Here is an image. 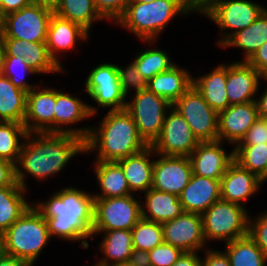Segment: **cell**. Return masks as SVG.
I'll list each match as a JSON object with an SVG mask.
<instances>
[{
  "instance_id": "obj_1",
  "label": "cell",
  "mask_w": 267,
  "mask_h": 266,
  "mask_svg": "<svg viewBox=\"0 0 267 266\" xmlns=\"http://www.w3.org/2000/svg\"><path fill=\"white\" fill-rule=\"evenodd\" d=\"M81 153H85V141L78 136L28 133L15 164L16 182L27 190V173L40 181L48 179L47 177L62 171L71 158Z\"/></svg>"
},
{
  "instance_id": "obj_2",
  "label": "cell",
  "mask_w": 267,
  "mask_h": 266,
  "mask_svg": "<svg viewBox=\"0 0 267 266\" xmlns=\"http://www.w3.org/2000/svg\"><path fill=\"white\" fill-rule=\"evenodd\" d=\"M32 205L47 221L52 237L68 241H81L88 248V238L93 237L94 196L74 187H64L55 192L48 201Z\"/></svg>"
},
{
  "instance_id": "obj_3",
  "label": "cell",
  "mask_w": 267,
  "mask_h": 266,
  "mask_svg": "<svg viewBox=\"0 0 267 266\" xmlns=\"http://www.w3.org/2000/svg\"><path fill=\"white\" fill-rule=\"evenodd\" d=\"M149 145L139 135L131 114L108 110L97 128H91L85 141V154L98 151L97 161H118L142 151Z\"/></svg>"
},
{
  "instance_id": "obj_4",
  "label": "cell",
  "mask_w": 267,
  "mask_h": 266,
  "mask_svg": "<svg viewBox=\"0 0 267 266\" xmlns=\"http://www.w3.org/2000/svg\"><path fill=\"white\" fill-rule=\"evenodd\" d=\"M191 13L189 0H155L145 3H128L124 14L115 24L126 28L144 43L157 40L169 21L175 16Z\"/></svg>"
},
{
  "instance_id": "obj_5",
  "label": "cell",
  "mask_w": 267,
  "mask_h": 266,
  "mask_svg": "<svg viewBox=\"0 0 267 266\" xmlns=\"http://www.w3.org/2000/svg\"><path fill=\"white\" fill-rule=\"evenodd\" d=\"M5 252L33 266L51 239L47 221L31 203L29 209L4 233Z\"/></svg>"
},
{
  "instance_id": "obj_6",
  "label": "cell",
  "mask_w": 267,
  "mask_h": 266,
  "mask_svg": "<svg viewBox=\"0 0 267 266\" xmlns=\"http://www.w3.org/2000/svg\"><path fill=\"white\" fill-rule=\"evenodd\" d=\"M201 217L205 241L228 243L248 235L249 215L244 206L220 199Z\"/></svg>"
},
{
  "instance_id": "obj_7",
  "label": "cell",
  "mask_w": 267,
  "mask_h": 266,
  "mask_svg": "<svg viewBox=\"0 0 267 266\" xmlns=\"http://www.w3.org/2000/svg\"><path fill=\"white\" fill-rule=\"evenodd\" d=\"M171 107L167 100L146 88L127 101L126 110L133 117L139 135L148 145H152L160 136L166 113Z\"/></svg>"
},
{
  "instance_id": "obj_8",
  "label": "cell",
  "mask_w": 267,
  "mask_h": 266,
  "mask_svg": "<svg viewBox=\"0 0 267 266\" xmlns=\"http://www.w3.org/2000/svg\"><path fill=\"white\" fill-rule=\"evenodd\" d=\"M133 195L94 198L93 231H131L142 218L140 200Z\"/></svg>"
},
{
  "instance_id": "obj_9",
  "label": "cell",
  "mask_w": 267,
  "mask_h": 266,
  "mask_svg": "<svg viewBox=\"0 0 267 266\" xmlns=\"http://www.w3.org/2000/svg\"><path fill=\"white\" fill-rule=\"evenodd\" d=\"M199 142L218 141V113L192 85L173 105Z\"/></svg>"
},
{
  "instance_id": "obj_10",
  "label": "cell",
  "mask_w": 267,
  "mask_h": 266,
  "mask_svg": "<svg viewBox=\"0 0 267 266\" xmlns=\"http://www.w3.org/2000/svg\"><path fill=\"white\" fill-rule=\"evenodd\" d=\"M265 9L249 0H220L204 16L219 27L223 38L217 44L221 47L234 33L252 24ZM229 29L233 31L223 32Z\"/></svg>"
},
{
  "instance_id": "obj_11",
  "label": "cell",
  "mask_w": 267,
  "mask_h": 266,
  "mask_svg": "<svg viewBox=\"0 0 267 266\" xmlns=\"http://www.w3.org/2000/svg\"><path fill=\"white\" fill-rule=\"evenodd\" d=\"M53 13V11L31 2L28 6L5 15L4 38L46 42L48 25Z\"/></svg>"
},
{
  "instance_id": "obj_12",
  "label": "cell",
  "mask_w": 267,
  "mask_h": 266,
  "mask_svg": "<svg viewBox=\"0 0 267 266\" xmlns=\"http://www.w3.org/2000/svg\"><path fill=\"white\" fill-rule=\"evenodd\" d=\"M167 113L161 134L151 146L157 155L189 157L200 142L174 107Z\"/></svg>"
},
{
  "instance_id": "obj_13",
  "label": "cell",
  "mask_w": 267,
  "mask_h": 266,
  "mask_svg": "<svg viewBox=\"0 0 267 266\" xmlns=\"http://www.w3.org/2000/svg\"><path fill=\"white\" fill-rule=\"evenodd\" d=\"M85 90L98 106L111 107V111L126 109L127 100L121 89L116 64L96 65L85 81Z\"/></svg>"
},
{
  "instance_id": "obj_14",
  "label": "cell",
  "mask_w": 267,
  "mask_h": 266,
  "mask_svg": "<svg viewBox=\"0 0 267 266\" xmlns=\"http://www.w3.org/2000/svg\"><path fill=\"white\" fill-rule=\"evenodd\" d=\"M97 108L86 104L80 98L74 97V95L56 90L54 133L72 134L86 141L89 137L91 127L75 129L70 126L92 117L97 113ZM66 126L69 127L67 128Z\"/></svg>"
},
{
  "instance_id": "obj_15",
  "label": "cell",
  "mask_w": 267,
  "mask_h": 266,
  "mask_svg": "<svg viewBox=\"0 0 267 266\" xmlns=\"http://www.w3.org/2000/svg\"><path fill=\"white\" fill-rule=\"evenodd\" d=\"M164 242L183 252H198L206 241L201 214L184 212L173 220L162 223Z\"/></svg>"
},
{
  "instance_id": "obj_16",
  "label": "cell",
  "mask_w": 267,
  "mask_h": 266,
  "mask_svg": "<svg viewBox=\"0 0 267 266\" xmlns=\"http://www.w3.org/2000/svg\"><path fill=\"white\" fill-rule=\"evenodd\" d=\"M159 156L154 160L151 188L179 196L193 174L190 159L188 156Z\"/></svg>"
},
{
  "instance_id": "obj_17",
  "label": "cell",
  "mask_w": 267,
  "mask_h": 266,
  "mask_svg": "<svg viewBox=\"0 0 267 266\" xmlns=\"http://www.w3.org/2000/svg\"><path fill=\"white\" fill-rule=\"evenodd\" d=\"M55 104L56 90L53 88L35 86L27 93L23 124L28 133H54Z\"/></svg>"
},
{
  "instance_id": "obj_18",
  "label": "cell",
  "mask_w": 267,
  "mask_h": 266,
  "mask_svg": "<svg viewBox=\"0 0 267 266\" xmlns=\"http://www.w3.org/2000/svg\"><path fill=\"white\" fill-rule=\"evenodd\" d=\"M264 77L248 62L226 64V93L230 105L255 101L259 90V79Z\"/></svg>"
},
{
  "instance_id": "obj_19",
  "label": "cell",
  "mask_w": 267,
  "mask_h": 266,
  "mask_svg": "<svg viewBox=\"0 0 267 266\" xmlns=\"http://www.w3.org/2000/svg\"><path fill=\"white\" fill-rule=\"evenodd\" d=\"M258 118L255 101L230 105L218 113V141L236 146Z\"/></svg>"
},
{
  "instance_id": "obj_20",
  "label": "cell",
  "mask_w": 267,
  "mask_h": 266,
  "mask_svg": "<svg viewBox=\"0 0 267 266\" xmlns=\"http://www.w3.org/2000/svg\"><path fill=\"white\" fill-rule=\"evenodd\" d=\"M222 141L200 142L189 156L192 173L214 180H221L228 166L234 161V150L226 153Z\"/></svg>"
},
{
  "instance_id": "obj_21",
  "label": "cell",
  "mask_w": 267,
  "mask_h": 266,
  "mask_svg": "<svg viewBox=\"0 0 267 266\" xmlns=\"http://www.w3.org/2000/svg\"><path fill=\"white\" fill-rule=\"evenodd\" d=\"M264 184L256 174L233 161L220 180L221 199L241 206Z\"/></svg>"
},
{
  "instance_id": "obj_22",
  "label": "cell",
  "mask_w": 267,
  "mask_h": 266,
  "mask_svg": "<svg viewBox=\"0 0 267 266\" xmlns=\"http://www.w3.org/2000/svg\"><path fill=\"white\" fill-rule=\"evenodd\" d=\"M89 32L77 23L57 16L55 13L50 18L46 46L50 57L62 68L58 55L60 52L74 49L78 40H86Z\"/></svg>"
},
{
  "instance_id": "obj_23",
  "label": "cell",
  "mask_w": 267,
  "mask_h": 266,
  "mask_svg": "<svg viewBox=\"0 0 267 266\" xmlns=\"http://www.w3.org/2000/svg\"><path fill=\"white\" fill-rule=\"evenodd\" d=\"M4 56L23 57L37 74L64 72L50 57L45 42H30L16 38H4Z\"/></svg>"
},
{
  "instance_id": "obj_24",
  "label": "cell",
  "mask_w": 267,
  "mask_h": 266,
  "mask_svg": "<svg viewBox=\"0 0 267 266\" xmlns=\"http://www.w3.org/2000/svg\"><path fill=\"white\" fill-rule=\"evenodd\" d=\"M221 199L220 180L192 174L187 186L179 195L185 212L202 214Z\"/></svg>"
},
{
  "instance_id": "obj_25",
  "label": "cell",
  "mask_w": 267,
  "mask_h": 266,
  "mask_svg": "<svg viewBox=\"0 0 267 266\" xmlns=\"http://www.w3.org/2000/svg\"><path fill=\"white\" fill-rule=\"evenodd\" d=\"M155 155L154 149L149 145L138 153L116 161L121 166L133 194L147 192L152 187L154 161L150 158Z\"/></svg>"
},
{
  "instance_id": "obj_26",
  "label": "cell",
  "mask_w": 267,
  "mask_h": 266,
  "mask_svg": "<svg viewBox=\"0 0 267 266\" xmlns=\"http://www.w3.org/2000/svg\"><path fill=\"white\" fill-rule=\"evenodd\" d=\"M193 84L190 73L174 64L147 82V88L173 105Z\"/></svg>"
},
{
  "instance_id": "obj_27",
  "label": "cell",
  "mask_w": 267,
  "mask_h": 266,
  "mask_svg": "<svg viewBox=\"0 0 267 266\" xmlns=\"http://www.w3.org/2000/svg\"><path fill=\"white\" fill-rule=\"evenodd\" d=\"M145 204H141L142 218L156 223L170 221L185 211L179 196L150 188L144 192Z\"/></svg>"
},
{
  "instance_id": "obj_28",
  "label": "cell",
  "mask_w": 267,
  "mask_h": 266,
  "mask_svg": "<svg viewBox=\"0 0 267 266\" xmlns=\"http://www.w3.org/2000/svg\"><path fill=\"white\" fill-rule=\"evenodd\" d=\"M208 105L217 113L230 106L226 93V65L220 64L213 71L198 78L192 84Z\"/></svg>"
},
{
  "instance_id": "obj_29",
  "label": "cell",
  "mask_w": 267,
  "mask_h": 266,
  "mask_svg": "<svg viewBox=\"0 0 267 266\" xmlns=\"http://www.w3.org/2000/svg\"><path fill=\"white\" fill-rule=\"evenodd\" d=\"M99 233H104L99 248L104 254V258H101L99 262L113 265L137 257L133 249V238L130 230L93 231V237Z\"/></svg>"
},
{
  "instance_id": "obj_30",
  "label": "cell",
  "mask_w": 267,
  "mask_h": 266,
  "mask_svg": "<svg viewBox=\"0 0 267 266\" xmlns=\"http://www.w3.org/2000/svg\"><path fill=\"white\" fill-rule=\"evenodd\" d=\"M95 175L100 194H93L94 198L124 197L131 195L127 179L121 166L116 161H97Z\"/></svg>"
},
{
  "instance_id": "obj_31",
  "label": "cell",
  "mask_w": 267,
  "mask_h": 266,
  "mask_svg": "<svg viewBox=\"0 0 267 266\" xmlns=\"http://www.w3.org/2000/svg\"><path fill=\"white\" fill-rule=\"evenodd\" d=\"M267 42V9L246 28L234 33L221 47H237L244 50V60L251 56Z\"/></svg>"
},
{
  "instance_id": "obj_32",
  "label": "cell",
  "mask_w": 267,
  "mask_h": 266,
  "mask_svg": "<svg viewBox=\"0 0 267 266\" xmlns=\"http://www.w3.org/2000/svg\"><path fill=\"white\" fill-rule=\"evenodd\" d=\"M27 92L0 73V121L24 122Z\"/></svg>"
},
{
  "instance_id": "obj_33",
  "label": "cell",
  "mask_w": 267,
  "mask_h": 266,
  "mask_svg": "<svg viewBox=\"0 0 267 266\" xmlns=\"http://www.w3.org/2000/svg\"><path fill=\"white\" fill-rule=\"evenodd\" d=\"M21 186L0 188V232H5L31 206ZM25 195V196H24Z\"/></svg>"
},
{
  "instance_id": "obj_34",
  "label": "cell",
  "mask_w": 267,
  "mask_h": 266,
  "mask_svg": "<svg viewBox=\"0 0 267 266\" xmlns=\"http://www.w3.org/2000/svg\"><path fill=\"white\" fill-rule=\"evenodd\" d=\"M225 244L231 266H266L267 255L248 235Z\"/></svg>"
},
{
  "instance_id": "obj_35",
  "label": "cell",
  "mask_w": 267,
  "mask_h": 266,
  "mask_svg": "<svg viewBox=\"0 0 267 266\" xmlns=\"http://www.w3.org/2000/svg\"><path fill=\"white\" fill-rule=\"evenodd\" d=\"M54 13L79 24L88 32L93 22L104 19L95 8L93 0H62Z\"/></svg>"
},
{
  "instance_id": "obj_36",
  "label": "cell",
  "mask_w": 267,
  "mask_h": 266,
  "mask_svg": "<svg viewBox=\"0 0 267 266\" xmlns=\"http://www.w3.org/2000/svg\"><path fill=\"white\" fill-rule=\"evenodd\" d=\"M131 232L135 255L140 258L164 242L161 223L141 218L131 229Z\"/></svg>"
},
{
  "instance_id": "obj_37",
  "label": "cell",
  "mask_w": 267,
  "mask_h": 266,
  "mask_svg": "<svg viewBox=\"0 0 267 266\" xmlns=\"http://www.w3.org/2000/svg\"><path fill=\"white\" fill-rule=\"evenodd\" d=\"M234 161L242 168L267 181V143L234 146Z\"/></svg>"
},
{
  "instance_id": "obj_38",
  "label": "cell",
  "mask_w": 267,
  "mask_h": 266,
  "mask_svg": "<svg viewBox=\"0 0 267 266\" xmlns=\"http://www.w3.org/2000/svg\"><path fill=\"white\" fill-rule=\"evenodd\" d=\"M27 135L24 124L0 121V158L16 164Z\"/></svg>"
},
{
  "instance_id": "obj_39",
  "label": "cell",
  "mask_w": 267,
  "mask_h": 266,
  "mask_svg": "<svg viewBox=\"0 0 267 266\" xmlns=\"http://www.w3.org/2000/svg\"><path fill=\"white\" fill-rule=\"evenodd\" d=\"M170 59L169 53L167 54L166 51L150 48L138 53L133 62L145 81L148 82L155 75L167 71L175 64Z\"/></svg>"
},
{
  "instance_id": "obj_40",
  "label": "cell",
  "mask_w": 267,
  "mask_h": 266,
  "mask_svg": "<svg viewBox=\"0 0 267 266\" xmlns=\"http://www.w3.org/2000/svg\"><path fill=\"white\" fill-rule=\"evenodd\" d=\"M0 73L7 77L17 88L26 91L27 93L37 86L35 84H29L28 82L26 83L24 79L27 74L33 75L37 73L29 67L23 57L4 56Z\"/></svg>"
},
{
  "instance_id": "obj_41",
  "label": "cell",
  "mask_w": 267,
  "mask_h": 266,
  "mask_svg": "<svg viewBox=\"0 0 267 266\" xmlns=\"http://www.w3.org/2000/svg\"><path fill=\"white\" fill-rule=\"evenodd\" d=\"M182 253L180 248L163 242L141 258L145 266H172Z\"/></svg>"
},
{
  "instance_id": "obj_42",
  "label": "cell",
  "mask_w": 267,
  "mask_h": 266,
  "mask_svg": "<svg viewBox=\"0 0 267 266\" xmlns=\"http://www.w3.org/2000/svg\"><path fill=\"white\" fill-rule=\"evenodd\" d=\"M117 69L119 73V81L121 89L126 97L130 89L135 90L136 93L143 91L147 88V82L138 71V68L134 64V62L129 63V65L126 66V68L117 66Z\"/></svg>"
},
{
  "instance_id": "obj_43",
  "label": "cell",
  "mask_w": 267,
  "mask_h": 266,
  "mask_svg": "<svg viewBox=\"0 0 267 266\" xmlns=\"http://www.w3.org/2000/svg\"><path fill=\"white\" fill-rule=\"evenodd\" d=\"M248 236L267 255V210L252 221L249 217Z\"/></svg>"
},
{
  "instance_id": "obj_44",
  "label": "cell",
  "mask_w": 267,
  "mask_h": 266,
  "mask_svg": "<svg viewBox=\"0 0 267 266\" xmlns=\"http://www.w3.org/2000/svg\"><path fill=\"white\" fill-rule=\"evenodd\" d=\"M95 8L105 19L116 21L124 14L128 0H93Z\"/></svg>"
},
{
  "instance_id": "obj_45",
  "label": "cell",
  "mask_w": 267,
  "mask_h": 266,
  "mask_svg": "<svg viewBox=\"0 0 267 266\" xmlns=\"http://www.w3.org/2000/svg\"><path fill=\"white\" fill-rule=\"evenodd\" d=\"M263 143H267V118L259 117L237 145H258Z\"/></svg>"
},
{
  "instance_id": "obj_46",
  "label": "cell",
  "mask_w": 267,
  "mask_h": 266,
  "mask_svg": "<svg viewBox=\"0 0 267 266\" xmlns=\"http://www.w3.org/2000/svg\"><path fill=\"white\" fill-rule=\"evenodd\" d=\"M7 186H20L16 182L15 164L0 158V188Z\"/></svg>"
},
{
  "instance_id": "obj_47",
  "label": "cell",
  "mask_w": 267,
  "mask_h": 266,
  "mask_svg": "<svg viewBox=\"0 0 267 266\" xmlns=\"http://www.w3.org/2000/svg\"><path fill=\"white\" fill-rule=\"evenodd\" d=\"M247 62L263 77H267V42L264 43Z\"/></svg>"
},
{
  "instance_id": "obj_48",
  "label": "cell",
  "mask_w": 267,
  "mask_h": 266,
  "mask_svg": "<svg viewBox=\"0 0 267 266\" xmlns=\"http://www.w3.org/2000/svg\"><path fill=\"white\" fill-rule=\"evenodd\" d=\"M205 257L201 259V266H231L226 252L207 249Z\"/></svg>"
},
{
  "instance_id": "obj_49",
  "label": "cell",
  "mask_w": 267,
  "mask_h": 266,
  "mask_svg": "<svg viewBox=\"0 0 267 266\" xmlns=\"http://www.w3.org/2000/svg\"><path fill=\"white\" fill-rule=\"evenodd\" d=\"M201 259L198 252H183L172 266H201Z\"/></svg>"
},
{
  "instance_id": "obj_50",
  "label": "cell",
  "mask_w": 267,
  "mask_h": 266,
  "mask_svg": "<svg viewBox=\"0 0 267 266\" xmlns=\"http://www.w3.org/2000/svg\"><path fill=\"white\" fill-rule=\"evenodd\" d=\"M218 1L220 0H189V8L192 13L199 12L201 14H204Z\"/></svg>"
},
{
  "instance_id": "obj_51",
  "label": "cell",
  "mask_w": 267,
  "mask_h": 266,
  "mask_svg": "<svg viewBox=\"0 0 267 266\" xmlns=\"http://www.w3.org/2000/svg\"><path fill=\"white\" fill-rule=\"evenodd\" d=\"M0 266H29L24 260L5 253L0 258Z\"/></svg>"
},
{
  "instance_id": "obj_52",
  "label": "cell",
  "mask_w": 267,
  "mask_h": 266,
  "mask_svg": "<svg viewBox=\"0 0 267 266\" xmlns=\"http://www.w3.org/2000/svg\"><path fill=\"white\" fill-rule=\"evenodd\" d=\"M264 80H267V77H264ZM259 117L267 118V88L265 92L255 100Z\"/></svg>"
},
{
  "instance_id": "obj_53",
  "label": "cell",
  "mask_w": 267,
  "mask_h": 266,
  "mask_svg": "<svg viewBox=\"0 0 267 266\" xmlns=\"http://www.w3.org/2000/svg\"><path fill=\"white\" fill-rule=\"evenodd\" d=\"M32 0H8L7 2V14L18 11L23 7L28 6Z\"/></svg>"
},
{
  "instance_id": "obj_54",
  "label": "cell",
  "mask_w": 267,
  "mask_h": 266,
  "mask_svg": "<svg viewBox=\"0 0 267 266\" xmlns=\"http://www.w3.org/2000/svg\"><path fill=\"white\" fill-rule=\"evenodd\" d=\"M62 0H32L33 3H36L44 8H47L53 12L56 11V9L61 4Z\"/></svg>"
},
{
  "instance_id": "obj_55",
  "label": "cell",
  "mask_w": 267,
  "mask_h": 266,
  "mask_svg": "<svg viewBox=\"0 0 267 266\" xmlns=\"http://www.w3.org/2000/svg\"><path fill=\"white\" fill-rule=\"evenodd\" d=\"M113 266H145V265L142 258L136 257L135 259L130 261L113 264Z\"/></svg>"
},
{
  "instance_id": "obj_56",
  "label": "cell",
  "mask_w": 267,
  "mask_h": 266,
  "mask_svg": "<svg viewBox=\"0 0 267 266\" xmlns=\"http://www.w3.org/2000/svg\"><path fill=\"white\" fill-rule=\"evenodd\" d=\"M3 57H4V34L3 30H0V69L3 62Z\"/></svg>"
},
{
  "instance_id": "obj_57",
  "label": "cell",
  "mask_w": 267,
  "mask_h": 266,
  "mask_svg": "<svg viewBox=\"0 0 267 266\" xmlns=\"http://www.w3.org/2000/svg\"><path fill=\"white\" fill-rule=\"evenodd\" d=\"M4 234L0 232V258L5 254Z\"/></svg>"
},
{
  "instance_id": "obj_58",
  "label": "cell",
  "mask_w": 267,
  "mask_h": 266,
  "mask_svg": "<svg viewBox=\"0 0 267 266\" xmlns=\"http://www.w3.org/2000/svg\"><path fill=\"white\" fill-rule=\"evenodd\" d=\"M7 2L8 0H0V7L4 15H7Z\"/></svg>"
},
{
  "instance_id": "obj_59",
  "label": "cell",
  "mask_w": 267,
  "mask_h": 266,
  "mask_svg": "<svg viewBox=\"0 0 267 266\" xmlns=\"http://www.w3.org/2000/svg\"><path fill=\"white\" fill-rule=\"evenodd\" d=\"M4 20H5V15L2 12V9L0 7V30H3L4 28Z\"/></svg>"
},
{
  "instance_id": "obj_60",
  "label": "cell",
  "mask_w": 267,
  "mask_h": 266,
  "mask_svg": "<svg viewBox=\"0 0 267 266\" xmlns=\"http://www.w3.org/2000/svg\"><path fill=\"white\" fill-rule=\"evenodd\" d=\"M149 1H155V0H128V3H145Z\"/></svg>"
},
{
  "instance_id": "obj_61",
  "label": "cell",
  "mask_w": 267,
  "mask_h": 266,
  "mask_svg": "<svg viewBox=\"0 0 267 266\" xmlns=\"http://www.w3.org/2000/svg\"><path fill=\"white\" fill-rule=\"evenodd\" d=\"M92 266H113V265L103 264L101 262H97L95 265H92Z\"/></svg>"
}]
</instances>
